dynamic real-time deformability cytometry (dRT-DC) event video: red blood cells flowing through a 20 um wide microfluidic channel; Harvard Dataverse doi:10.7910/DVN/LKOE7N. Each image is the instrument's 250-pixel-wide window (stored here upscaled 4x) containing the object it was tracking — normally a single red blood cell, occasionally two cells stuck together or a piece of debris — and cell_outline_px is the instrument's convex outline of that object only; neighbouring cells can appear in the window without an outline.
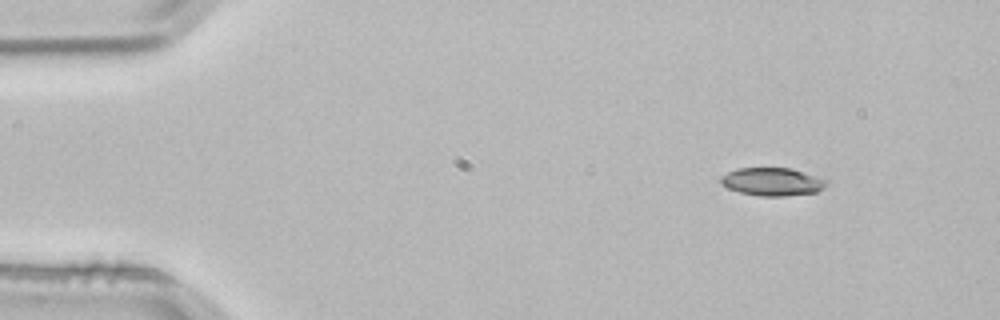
{"species": "common noctule bat (a hibernating species)", "species_latin": "Nyctalus noctula", "temperature_condition": "room temperature", "stored_images_in_passage": 3, "segment_of_instrument_passage": [2, 2], "camera_frame_rate_fps": 3000, "um_per_image_px": 0.085, "animal": {"sex": "male", "body_mass_g": 21.5, "forearm_length_mm": 52.0}, "frame": {"image": 1, "passage_image": 3, "time_ms": 0.667, "image_size_px": [1000, 320], "cell_outline_px": [[828, 184], [824, 188], [816, 192], [784, 196], [760, 196], [740, 192], [728, 188], [720, 184], [720, 176], [736, 168], [792, 168], [828, 180]], "centroid_in_image_um": [65.64, 15.44], "position_along_channel_um": 19.4, "area_um2": 17.34}}